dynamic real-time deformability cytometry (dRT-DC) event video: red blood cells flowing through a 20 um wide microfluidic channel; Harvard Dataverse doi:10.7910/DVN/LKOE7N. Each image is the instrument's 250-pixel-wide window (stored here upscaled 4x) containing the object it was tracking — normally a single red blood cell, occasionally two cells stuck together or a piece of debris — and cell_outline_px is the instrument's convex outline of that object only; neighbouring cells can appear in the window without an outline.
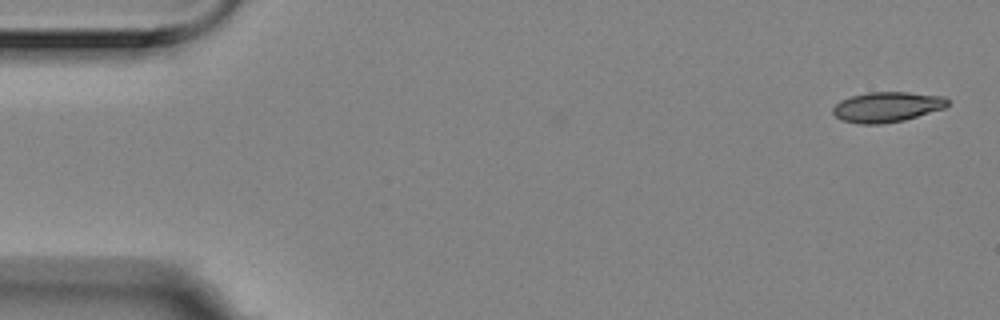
{"species": "Egyptian fruit bat (a non-hibernating species)", "species_latin": "Rousettus aegyptiacus", "temperature_condition": "room temperature", "stored_images_in_passage": 4, "camera_frame_rate_fps": 3000, "um_per_image_px": 0.085, "animal": {"sex": "female"}, "frame": {"image": 1, "passage_image": 1, "time_ms": 0.0, "image_size_px": [1000, 320], "cell_outline_px": [[948, 104], [944, 108], [904, 120], [884, 124], [860, 124], [840, 120], [832, 112], [832, 108], [840, 100], [852, 96], [868, 92], [908, 92], [944, 96], [948, 100]], "centroid_in_image_um": [75.37, 9.09], "position_along_channel_um": 9.6, "area_um2": 20.23}}
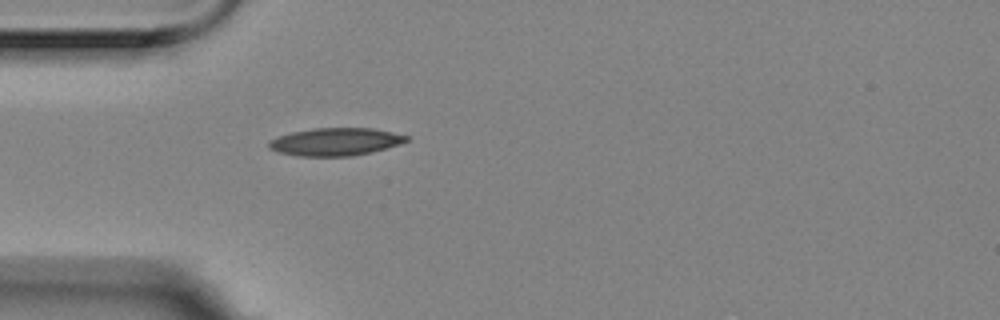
{"frame": {"image": 2, "passage_image": 4, "time_ms": 1.0, "image_size_px": [1000, 320], "cell_outline_px": [[408, 140], [400, 144], [352, 156], [296, 156], [276, 152], [268, 148], [268, 140], [276, 136], [292, 132], [312, 128], [372, 128], [392, 132], [408, 136]], "centroid_in_image_um": [28.43, 12.05], "position_along_channel_um": 56.6, "area_um2": 22.25}}